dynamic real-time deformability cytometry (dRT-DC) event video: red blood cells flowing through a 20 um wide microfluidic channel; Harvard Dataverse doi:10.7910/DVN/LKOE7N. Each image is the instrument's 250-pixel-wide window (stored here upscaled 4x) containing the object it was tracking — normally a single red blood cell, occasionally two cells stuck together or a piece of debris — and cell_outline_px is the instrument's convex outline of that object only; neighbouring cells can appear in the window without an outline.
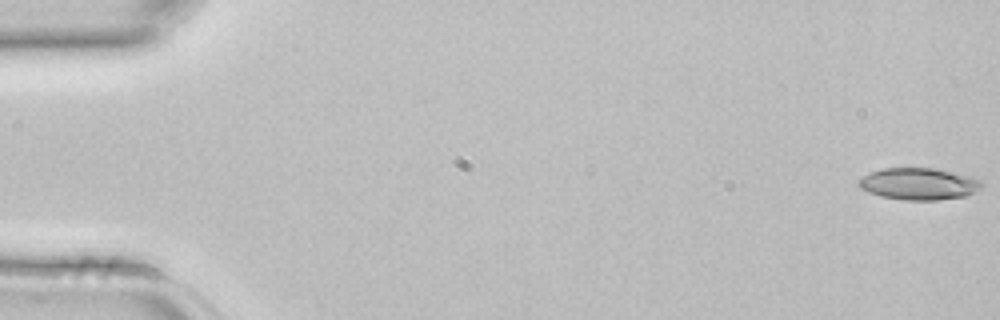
{"species": "common noctule bat (a hibernating species)", "species_latin": "Nyctalus noctula", "temperature_condition": "room temperature", "stored_images_in_passage": 3, "camera_frame_rate_fps": 3000, "um_per_image_px": 0.085, "animal": {"sex": "female", "body_mass_g": 22.7, "forearm_length_mm": 54.2}, "frame": {"image": 1, "passage_image": 1, "time_ms": 0.0, "image_size_px": [1000, 320], "cell_outline_px": [[984, 188], [968, 196], [936, 200], [904, 200], [880, 196], [868, 192], [860, 188], [856, 184], [856, 180], [872, 172], [884, 168], [936, 168], [972, 176], [980, 180], [984, 184]], "centroid_in_image_um": [78.14, 15.63], "position_along_channel_um": 6.9, "area_um2": 23.24}}